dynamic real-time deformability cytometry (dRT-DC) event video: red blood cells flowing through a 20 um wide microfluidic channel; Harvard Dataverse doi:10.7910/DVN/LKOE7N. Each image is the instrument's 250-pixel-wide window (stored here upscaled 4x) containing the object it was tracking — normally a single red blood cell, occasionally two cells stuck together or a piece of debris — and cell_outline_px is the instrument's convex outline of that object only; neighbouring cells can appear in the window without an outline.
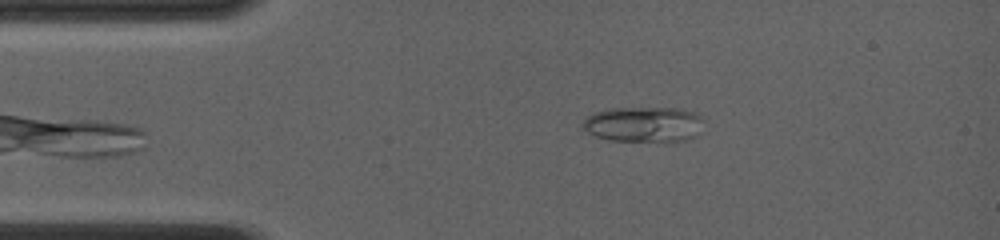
{"species": "common noctule bat (a hibernating species)", "species_latin": "Nyctalus noctula", "temperature_condition": "room temperature", "stored_images_in_passage": 21, "camera_frame_rate_fps": 4000, "um_per_image_px": 0.085, "animal": {"sex": "female", "body_mass_g": 19.0, "forearm_length_mm": 56.7}, "frame": {"image": 1, "passage_image": 3, "time_ms": 2.25, "image_size_px": [1000, 240], "cell_outline_px": [[704, 120], [700, 136], [688, 140], [668, 144], [612, 140], [596, 136], [580, 128], [584, 120], [592, 112], [612, 108], [684, 108], [696, 112]], "centroid_in_image_um": [54.81, 10.61], "position_along_channel_um": 30.2, "area_um2": 26.24}}
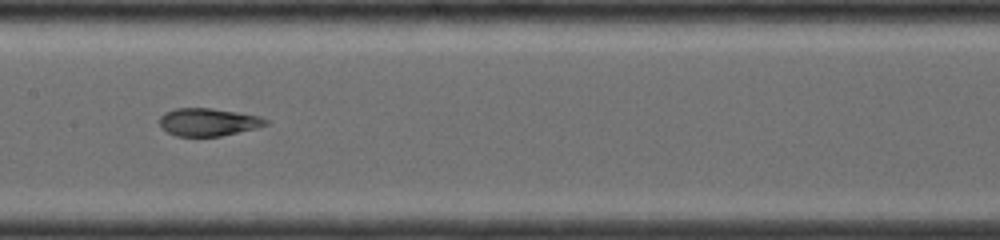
{"frame": {"image": 2, "passage_image": 13, "time_ms": 7.0, "image_size_px": [1000, 240], "cell_outline_px": [[268, 124], [256, 128], [220, 136], [176, 136], [168, 132], [160, 124], [160, 116], [164, 112], [176, 108], [212, 108], [260, 116], [268, 120]], "centroid_in_image_um": [17.7, 10.37], "position_along_channel_um": 189.7, "area_um2": 17.05}}
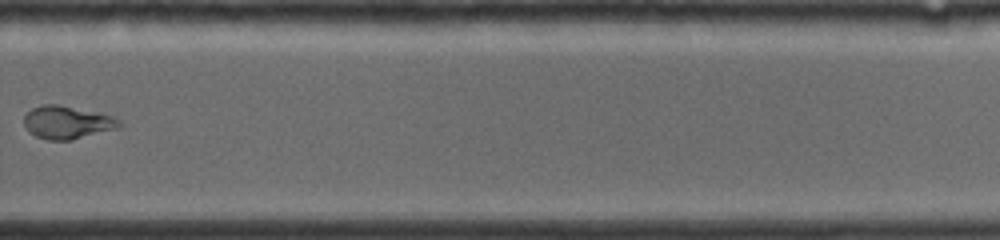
{"frame": {"image": 3, "passage_image": 20, "time_ms": 10.25, "image_size_px": [1000, 240], "cell_outline_px": [[124, 124], [120, 128], [72, 140], [48, 140], [36, 136], [28, 132], [24, 124], [24, 116], [32, 108], [44, 104], [60, 104], [100, 112], [116, 116]], "centroid_in_image_um": [5.78, 10.39], "position_along_channel_um": 324.0, "area_um2": 18.79}}